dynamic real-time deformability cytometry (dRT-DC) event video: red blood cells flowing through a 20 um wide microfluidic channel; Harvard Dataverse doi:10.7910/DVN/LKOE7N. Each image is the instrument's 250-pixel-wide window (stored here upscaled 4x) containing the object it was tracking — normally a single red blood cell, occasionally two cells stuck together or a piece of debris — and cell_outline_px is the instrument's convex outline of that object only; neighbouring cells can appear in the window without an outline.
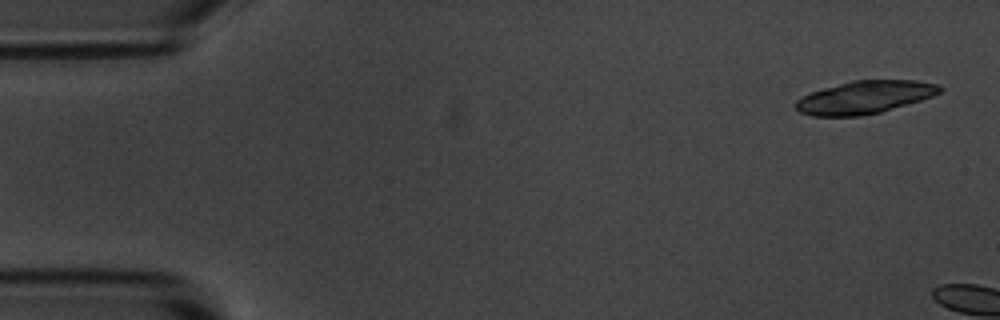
{"species": "common noctule bat (a hibernating species)", "species_latin": "Nyctalus noctula", "temperature_condition": "room temperature", "stored_images_in_passage": 2, "camera_frame_rate_fps": 3000, "um_per_image_px": 0.085, "animal": {"sex": "male", "body_mass_g": 20.1, "forearm_length_mm": 53.5}, "frame": {"image": 1, "passage_image": 1, "time_ms": 0.0, "image_size_px": [1000, 320], "cell_outline_px": [[944, 88], [940, 92], [932, 96], [920, 100], [880, 112], [860, 116], [812, 116], [800, 112], [796, 108], [796, 100], [812, 92], [824, 88], [852, 80], [916, 80], [936, 84]], "centroid_in_image_um": [73.5, 8.26], "position_along_channel_um": 11.5, "area_um2": 27.22}}